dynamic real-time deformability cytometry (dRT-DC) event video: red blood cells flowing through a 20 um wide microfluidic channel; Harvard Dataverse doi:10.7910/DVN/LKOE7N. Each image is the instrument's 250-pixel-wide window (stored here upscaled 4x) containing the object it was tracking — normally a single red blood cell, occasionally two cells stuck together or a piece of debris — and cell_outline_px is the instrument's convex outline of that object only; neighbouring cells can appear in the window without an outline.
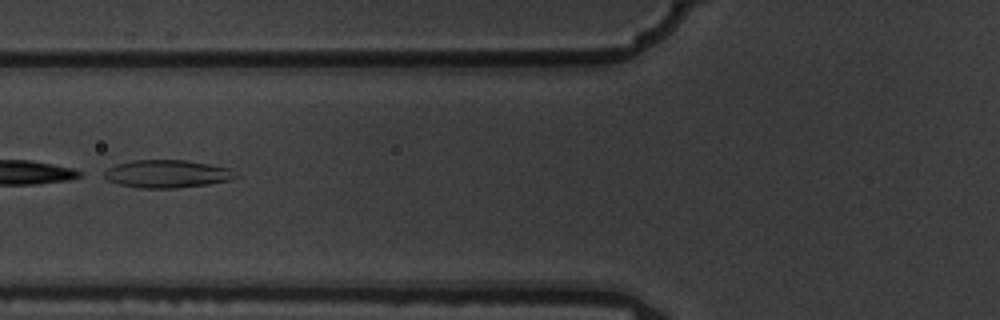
{"species": "common noctule bat (a hibernating species)", "species_latin": "Nyctalus noctula", "temperature_condition": "warm", "stored_images_in_passage": 8, "camera_frame_rate_fps": 3000, "um_per_image_px": 0.085, "animal": {"sex": "male", "body_mass_g": 19.5, "forearm_length_mm": 54.6}, "frame": {"image": 1, "passage_image": 6, "time_ms": 1.667, "image_size_px": [1000, 320], "cell_outline_px": [[240, 176], [232, 180], [208, 184], [176, 188], [140, 188], [120, 184], [108, 180], [104, 176], [104, 172], [108, 168], [116, 164], [132, 160], [184, 160], [208, 164], [228, 168]], "centroid_in_image_um": [14.21, 14.78], "position_along_channel_um": 111.6, "area_um2": 21.21}}
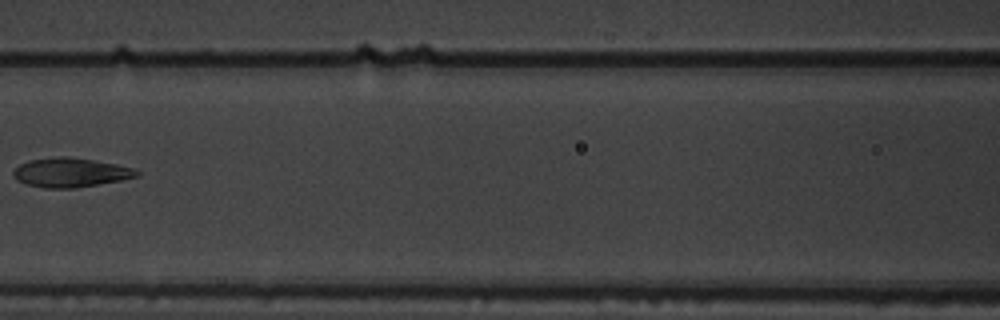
{"frame": {"image": 2, "passage_image": 7, "time_ms": 2.0, "image_size_px": [1000, 320], "cell_outline_px": [[140, 176], [120, 180], [76, 188], [44, 188], [28, 184], [16, 180], [12, 172], [20, 164], [28, 160], [60, 156], [68, 156], [116, 164], [132, 168], [140, 172]], "centroid_in_image_um": [5.98, 14.66], "position_along_channel_um": 160.6, "area_um2": 20.92}}
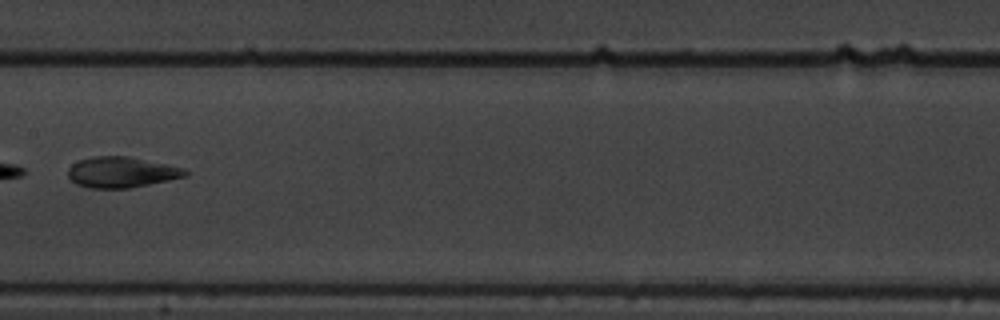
{"frame": {"image": 3, "passage_image": 8, "time_ms": 2.333, "image_size_px": [1000, 320], "cell_outline_px": [[188, 176], [128, 188], [88, 188], [76, 184], [68, 176], [68, 168], [72, 164], [80, 160], [92, 156], [128, 156], [168, 164], [184, 168], [188, 172]], "centroid_in_image_um": [10.32, 14.63], "position_along_channel_um": 197.1, "area_um2": 20.98}}